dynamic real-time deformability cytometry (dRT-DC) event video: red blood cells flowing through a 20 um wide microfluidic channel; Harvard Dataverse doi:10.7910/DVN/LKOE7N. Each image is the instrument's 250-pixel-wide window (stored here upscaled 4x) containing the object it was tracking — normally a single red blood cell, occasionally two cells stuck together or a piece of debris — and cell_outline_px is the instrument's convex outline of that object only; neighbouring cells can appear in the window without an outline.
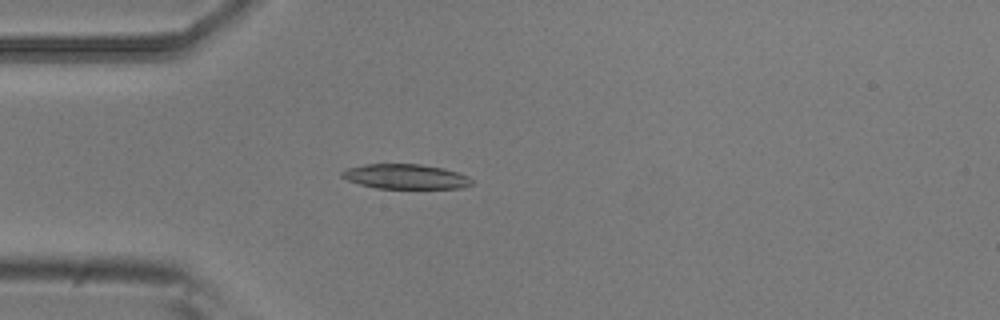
{"species": "common noctule bat (a hibernating species)", "species_latin": "Nyctalus noctula", "temperature_condition": "room temperature", "stored_images_in_passage": 5, "camera_frame_rate_fps": 3000, "um_per_image_px": 0.085, "animal": {"sex": "male", "body_mass_g": 20.5, "forearm_length_mm": 52.5}, "frame": {"image": 1, "passage_image": 5, "time_ms": 1.333, "image_size_px": [1000, 320], "cell_outline_px": [[472, 184], [460, 188], [376, 188], [360, 184], [348, 180], [340, 176], [340, 172], [348, 168], [364, 164], [420, 164], [444, 168], [468, 176], [472, 180]], "centroid_in_image_um": [34.45, 15.0], "position_along_channel_um": 50.5, "area_um2": 18.67}}